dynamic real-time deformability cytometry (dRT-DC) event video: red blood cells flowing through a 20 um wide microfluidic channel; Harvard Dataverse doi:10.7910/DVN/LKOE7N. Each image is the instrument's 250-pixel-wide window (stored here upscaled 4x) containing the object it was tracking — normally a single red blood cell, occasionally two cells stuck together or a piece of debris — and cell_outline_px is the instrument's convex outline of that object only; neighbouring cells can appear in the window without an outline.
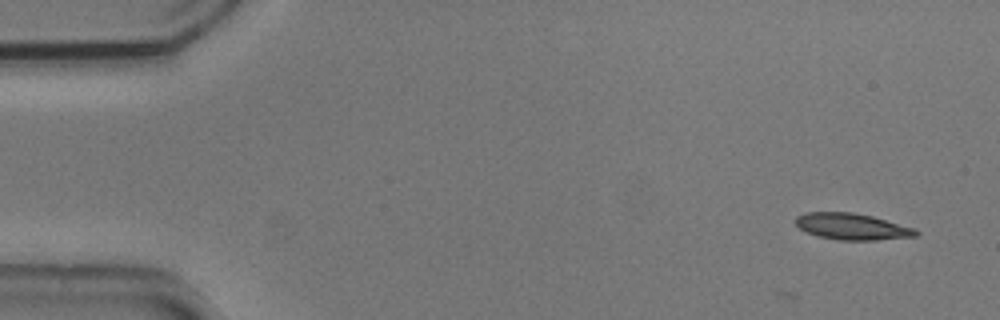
{"species": "common noctule bat (a hibernating species)", "species_latin": "Nyctalus noctula", "temperature_condition": "cold", "stored_images_in_passage": 2, "camera_frame_rate_fps": 3000, "um_per_image_px": 0.085, "animal": {"sex": "male", "body_mass_g": 20.5, "forearm_length_mm": 52.5}, "frame": {"image": 1, "passage_image": 2, "time_ms": 0.333, "image_size_px": [1000, 320], "cell_outline_px": [[920, 232], [916, 236], [876, 240], [840, 240], [820, 236], [808, 232], [800, 228], [796, 224], [796, 216], [804, 212], [852, 212], [872, 216], [916, 228]], "centroid_in_image_um": [72.45, 19.25], "position_along_channel_um": 12.5, "area_um2": 18.44}}